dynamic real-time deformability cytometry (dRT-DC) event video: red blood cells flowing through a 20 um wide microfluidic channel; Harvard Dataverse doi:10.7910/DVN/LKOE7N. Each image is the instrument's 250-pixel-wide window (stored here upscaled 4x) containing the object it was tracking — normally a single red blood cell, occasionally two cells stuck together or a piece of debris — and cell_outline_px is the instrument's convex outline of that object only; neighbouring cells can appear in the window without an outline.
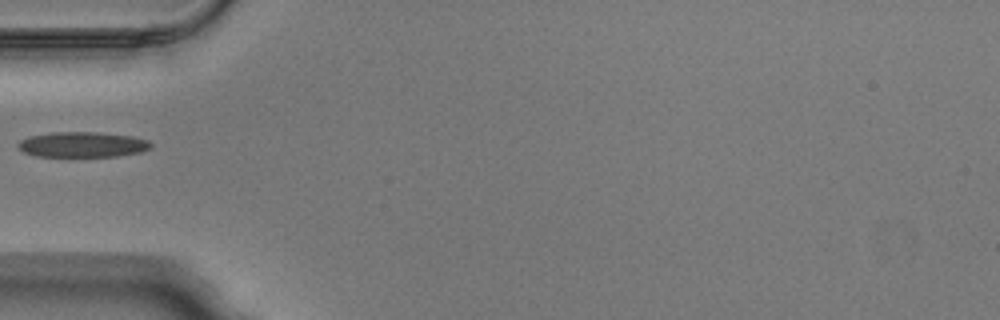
{"species": "Egyptian fruit bat (a non-hibernating species)", "species_latin": "Rousettus aegyptiacus", "temperature_condition": "warm", "stored_images_in_passage": 34, "camera_frame_rate_fps": 3000, "um_per_image_px": 0.085, "animal": {"sex": "male"}, "frame": {"image": 1, "passage_image": 1, "time_ms": 0.0, "image_size_px": [1000, 320], "cell_outline_px": [[152, 148], [140, 152], [116, 156], [36, 156], [24, 152], [16, 148], [16, 144], [20, 140], [28, 136], [52, 132], [96, 132], [132, 136], [148, 140], [152, 144]], "centroid_in_image_um": [6.98, 12.28], "position_along_channel_um": 78.0, "area_um2": 19.71}}
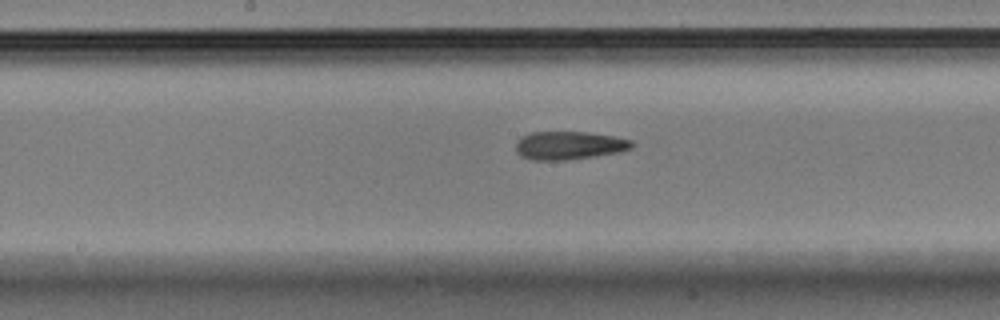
{"frame": {"image": 2, "passage_image": 10, "time_ms": 3.0, "image_size_px": [1000, 320], "cell_outline_px": [[636, 144], [632, 148], [620, 152], [596, 156], [568, 160], [532, 160], [520, 156], [516, 152], [516, 140], [520, 136], [532, 132], [584, 132], [612, 136], [632, 140]], "centroid_in_image_um": [48.36, 12.37], "position_along_channel_um": 199.8, "area_um2": 19.31}}
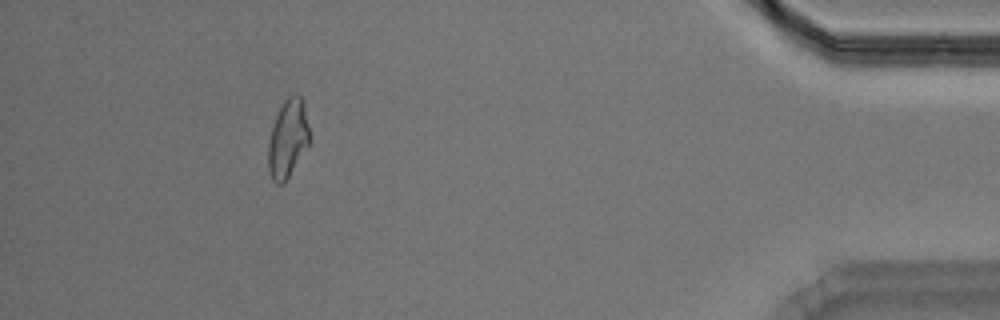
{"frame": {"image": 3, "passage_image": 30, "time_ms": 9.667, "image_size_px": [1000, 320], "cell_outline_px": [[308, 144], [284, 184], [276, 184], [272, 180], [268, 172], [268, 144], [272, 128], [276, 116], [284, 100], [288, 96], [296, 92], [304, 100], [308, 124]], "centroid_in_image_um": [24.45, 11.77], "position_along_channel_um": 410.8, "area_um2": 18.67}}